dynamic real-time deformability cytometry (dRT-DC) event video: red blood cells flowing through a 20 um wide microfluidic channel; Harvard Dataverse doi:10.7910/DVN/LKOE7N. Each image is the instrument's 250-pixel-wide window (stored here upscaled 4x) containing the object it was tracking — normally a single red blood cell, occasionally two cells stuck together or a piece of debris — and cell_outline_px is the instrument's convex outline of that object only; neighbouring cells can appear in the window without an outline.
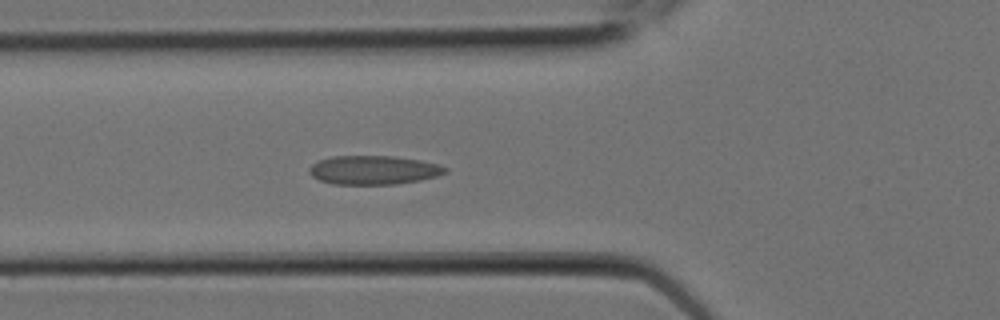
{"species": "Egyptian fruit bat (a non-hibernating species)", "species_latin": "Rousettus aegyptiacus", "temperature_condition": "room temperature", "stored_images_in_passage": 7, "camera_frame_rate_fps": 3000, "um_per_image_px": 0.085, "animal": {"sex": "female"}, "frame": {"image": 1, "passage_image": 7, "time_ms": 2.0, "image_size_px": [1000, 320], "cell_outline_px": [[448, 172], [436, 176], [420, 180], [396, 184], [332, 184], [320, 180], [312, 176], [308, 172], [308, 168], [312, 164], [320, 160], [332, 156], [396, 156], [420, 160], [440, 164], [448, 168]], "centroid_in_image_um": [31.77, 14.45], "position_along_channel_um": 94.0, "area_um2": 23.0}}